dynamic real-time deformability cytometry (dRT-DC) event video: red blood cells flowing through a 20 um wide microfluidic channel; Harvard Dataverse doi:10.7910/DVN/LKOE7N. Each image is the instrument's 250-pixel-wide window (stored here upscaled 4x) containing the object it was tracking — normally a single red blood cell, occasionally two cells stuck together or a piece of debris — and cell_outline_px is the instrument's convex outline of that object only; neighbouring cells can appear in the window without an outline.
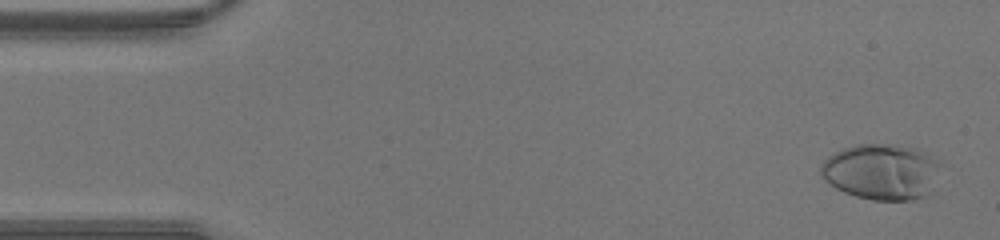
{"species": "human", "species_latin": "Homo sapiens", "temperature_condition": "warm", "stored_images_in_passage": 45, "camera_frame_rate_fps": 3000, "um_per_image_px": 0.085, "donor": {"sex": "male"}, "frame": {"image": 1, "passage_image": 2, "time_ms": 0.333, "image_size_px": [1000, 240], "cell_outline_px": [[944, 164], [932, 196], [912, 200], [872, 200], [856, 196], [844, 192], [828, 184], [820, 176], [820, 164], [828, 156], [844, 148], [856, 144], [888, 144], [916, 148], [940, 160]], "centroid_in_image_um": [75.01, 14.62], "position_along_channel_um": 10.0, "area_um2": 40.17}}
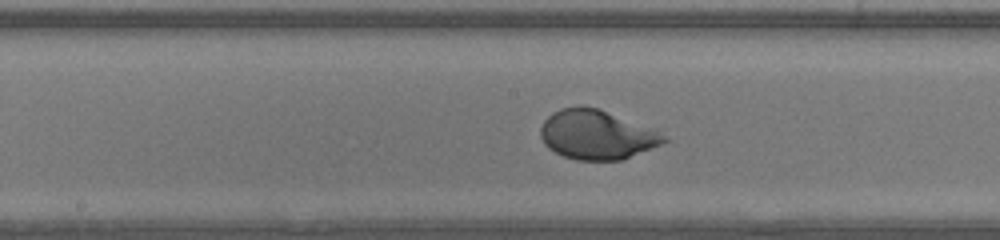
{"frame": {"image": 2, "passage_image": 23, "time_ms": 7.333, "image_size_px": [1000, 240], "cell_outline_px": [[672, 140], [624, 160], [576, 160], [564, 156], [548, 148], [544, 144], [540, 136], [540, 128], [544, 120], [552, 112], [560, 108], [580, 104], [584, 104], [596, 108], [660, 132]], "centroid_in_image_um": [50.7, 11.45], "position_along_channel_um": 197.5, "area_um2": 35.6}}
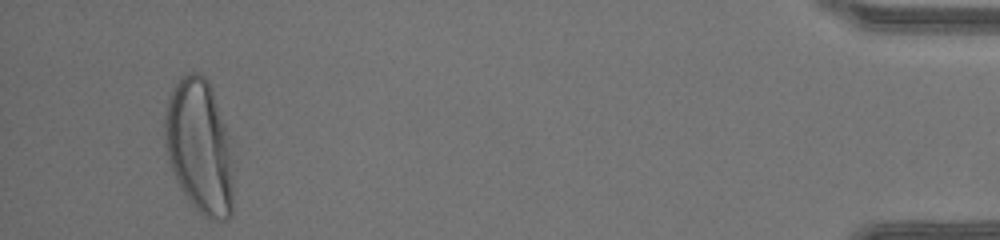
{"frame": {"image": 3, "passage_image": 43, "time_ms": 14.0, "image_size_px": [1000, 240], "cell_outline_px": [[232, 216], [228, 220], [208, 220], [188, 200], [180, 188], [176, 180], [168, 160], [164, 140], [164, 116], [168, 100], [172, 88], [184, 76], [192, 72], [200, 72], [208, 80], [212, 88], [228, 132], [232, 180]], "centroid_in_image_um": [16.94, 12.48], "position_along_channel_um": 418.3, "area_um2": 53.7}}